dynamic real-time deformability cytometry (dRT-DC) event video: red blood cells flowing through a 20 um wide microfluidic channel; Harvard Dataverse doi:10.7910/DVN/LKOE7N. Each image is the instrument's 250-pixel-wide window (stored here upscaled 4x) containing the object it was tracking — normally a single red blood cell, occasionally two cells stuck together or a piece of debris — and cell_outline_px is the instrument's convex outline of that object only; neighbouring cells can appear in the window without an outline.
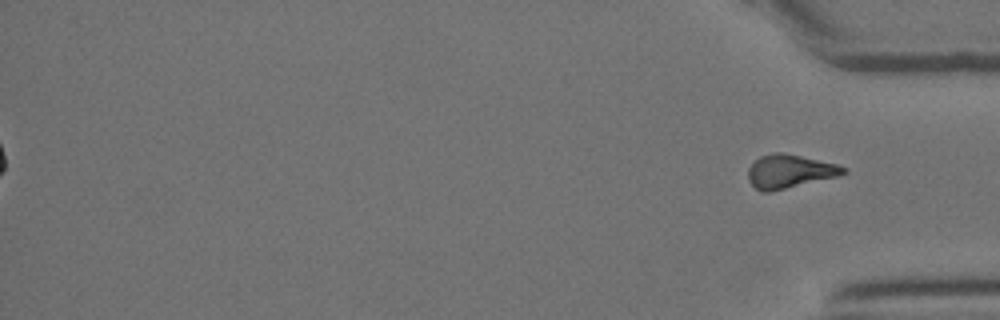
{"species": "Egyptian fruit bat (a non-hibernating species)", "species_latin": "Rousettus aegyptiacus", "temperature_condition": "room temperature", "stored_images_in_passage": 33, "segment_of_instrument_passage": [2, 2], "camera_frame_rate_fps": 3000, "um_per_image_px": 0.085, "animal": {"sex": "female"}, "frame": {"image": 1, "passage_image": 33, "time_ms": 10.667, "image_size_px": [1000, 320], "cell_outline_px": [[848, 172], [840, 176], [768, 192], [760, 192], [748, 180], [748, 168], [760, 156], [772, 152], [780, 152], [800, 156], [836, 164], [848, 168]], "centroid_in_image_um": [67.12, 14.57], "position_along_channel_um": 368.1, "area_um2": 18.55}}